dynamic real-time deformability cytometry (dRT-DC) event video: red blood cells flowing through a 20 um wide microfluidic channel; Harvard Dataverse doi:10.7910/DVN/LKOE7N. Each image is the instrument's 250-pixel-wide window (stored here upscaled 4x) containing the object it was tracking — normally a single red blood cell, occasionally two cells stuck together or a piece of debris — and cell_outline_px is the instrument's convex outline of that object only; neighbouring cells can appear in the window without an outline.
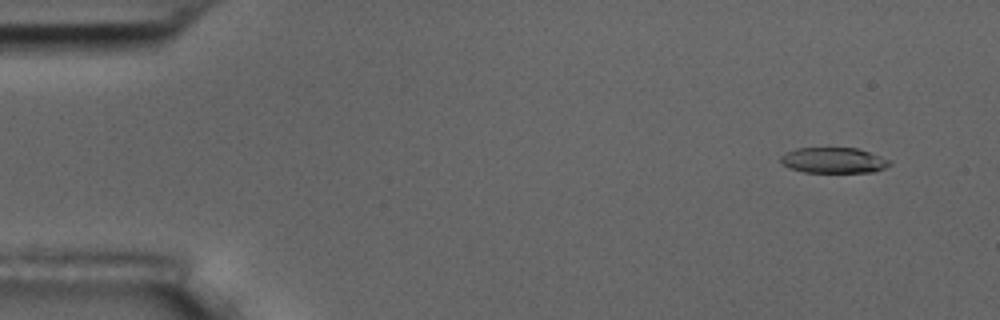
{"species": "common noctule bat (a hibernating species)", "species_latin": "Nyctalus noctula", "temperature_condition": "room temperature", "stored_images_in_passage": 4, "camera_frame_rate_fps": 3000, "um_per_image_px": 0.085, "animal": {"sex": "male", "body_mass_g": 17.5, "forearm_length_mm": 52.3}, "frame": {"image": 1, "passage_image": 1, "time_ms": 0.0, "image_size_px": [1000, 320], "cell_outline_px": [[892, 164], [884, 168], [872, 172], [804, 172], [788, 168], [780, 160], [780, 156], [784, 152], [796, 148], [856, 148], [892, 160]], "centroid_in_image_um": [70.84, 13.63], "position_along_channel_um": 14.2, "area_um2": 16.3}}
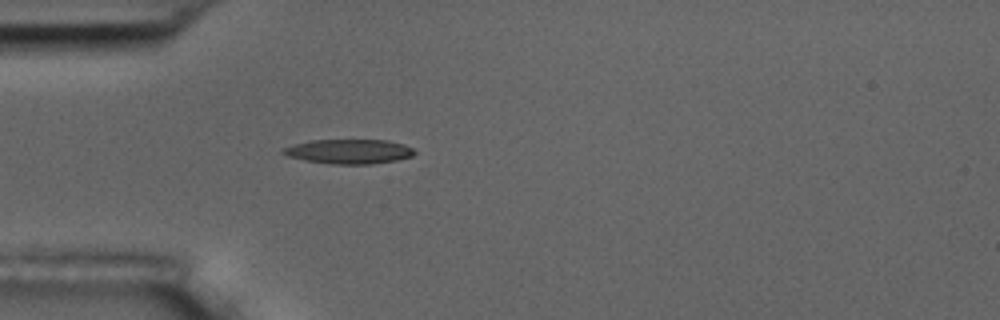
{"frame": {"image": 2, "passage_image": 4, "time_ms": 4.0, "image_size_px": [1000, 320], "cell_outline_px": [[416, 152], [412, 156], [396, 160], [372, 164], [332, 164], [304, 160], [288, 156], [280, 152], [280, 148], [312, 140], [388, 140], [404, 144], [412, 148]], "centroid_in_image_um": [29.66, 12.87], "position_along_channel_um": 55.3, "area_um2": 18.79}}